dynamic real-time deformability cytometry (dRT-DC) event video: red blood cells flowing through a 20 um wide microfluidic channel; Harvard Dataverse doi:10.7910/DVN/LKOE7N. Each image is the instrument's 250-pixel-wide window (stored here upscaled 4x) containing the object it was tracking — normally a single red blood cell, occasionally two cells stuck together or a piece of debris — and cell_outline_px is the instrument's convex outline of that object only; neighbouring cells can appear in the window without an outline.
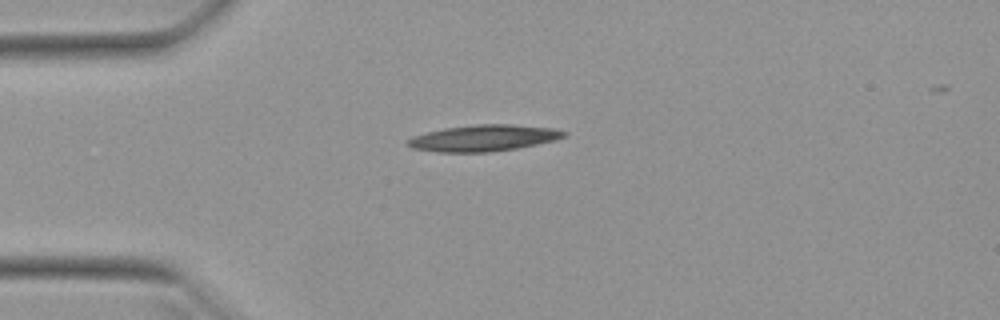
{"species": "Egyptian fruit bat (a non-hibernating species)", "species_latin": "Rousettus aegyptiacus", "temperature_condition": "warm", "stored_images_in_passage": 36, "camera_frame_rate_fps": 3000, "um_per_image_px": 0.085, "animal": {"sex": "female"}, "frame": {"image": 1, "passage_image": 1, "time_ms": 0.0, "image_size_px": [1000, 320], "cell_outline_px": [[568, 136], [556, 140], [516, 148], [488, 152], [440, 152], [412, 148], [408, 144], [408, 140], [412, 136], [444, 128], [476, 124], [512, 124], [556, 128], [568, 132]], "centroid_in_image_um": [41.18, 11.72], "position_along_channel_um": 43.8, "area_um2": 23.99}}
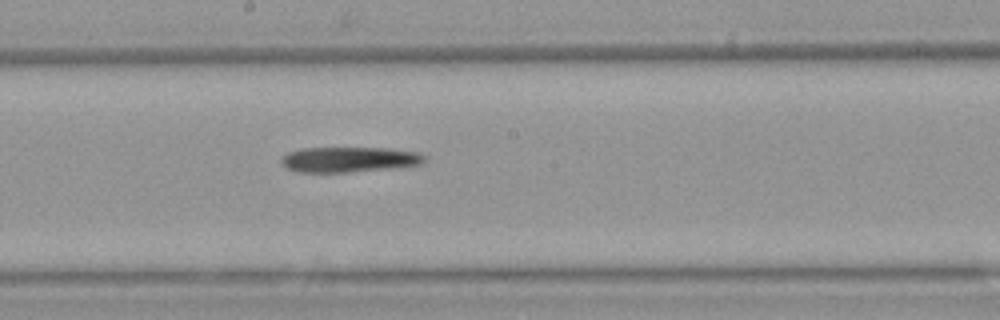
{"frame": {"image": 2, "passage_image": 16, "time_ms": 5.0, "image_size_px": [1000, 320], "cell_outline_px": [[428, 160], [424, 164], [392, 168], [348, 172], [296, 172], [280, 164], [280, 160], [288, 152], [300, 148], [384, 148], [416, 152], [428, 156]], "centroid_in_image_um": [29.7, 13.56], "position_along_channel_um": 218.5, "area_um2": 21.27}}
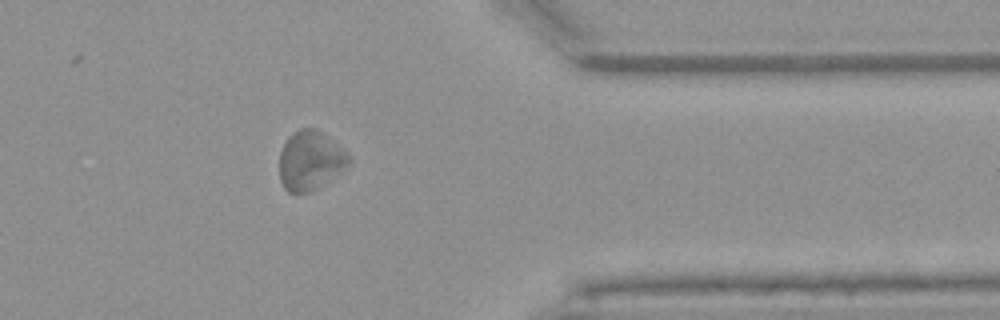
{"frame": {"image": 3, "passage_image": 30, "time_ms": 9.667, "image_size_px": [1000, 320], "cell_outline_px": [[352, 160], [340, 172], [312, 192], [288, 192], [284, 188], [280, 180], [280, 152], [288, 136], [292, 132], [300, 128], [316, 128], [348, 152]], "centroid_in_image_um": [26.37, 13.63], "position_along_channel_um": 385.0, "area_um2": 23.93}}